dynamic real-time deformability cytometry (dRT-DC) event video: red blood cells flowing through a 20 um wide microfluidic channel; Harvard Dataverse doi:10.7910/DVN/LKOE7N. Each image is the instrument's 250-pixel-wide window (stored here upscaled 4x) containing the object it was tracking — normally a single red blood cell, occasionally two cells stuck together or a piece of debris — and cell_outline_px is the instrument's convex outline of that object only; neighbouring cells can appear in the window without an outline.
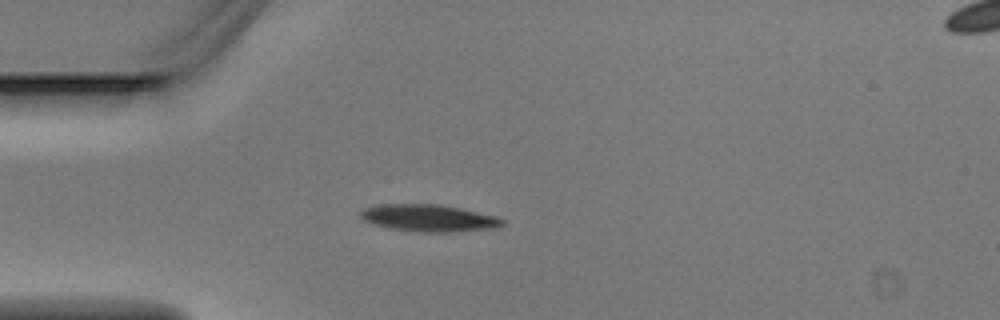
{"species": "Egyptian fruit bat (a non-hibernating species)", "species_latin": "Rousettus aegyptiacus", "temperature_condition": "warm", "stored_images_in_passage": 5, "segment_of_instrument_passage": [1, 2], "camera_frame_rate_fps": 3000, "um_per_image_px": 0.085, "animal": {"sex": "male"}, "frame": {"image": 1, "passage_image": 4, "time_ms": 1.0, "image_size_px": [1000, 320], "cell_outline_px": [[504, 224], [496, 228], [448, 232], [424, 232], [388, 228], [364, 220], [360, 216], [360, 212], [364, 208], [380, 204], [440, 204], [460, 208], [496, 216], [504, 220]], "centroid_in_image_um": [36.46, 18.53], "position_along_channel_um": 48.5, "area_um2": 22.2}}